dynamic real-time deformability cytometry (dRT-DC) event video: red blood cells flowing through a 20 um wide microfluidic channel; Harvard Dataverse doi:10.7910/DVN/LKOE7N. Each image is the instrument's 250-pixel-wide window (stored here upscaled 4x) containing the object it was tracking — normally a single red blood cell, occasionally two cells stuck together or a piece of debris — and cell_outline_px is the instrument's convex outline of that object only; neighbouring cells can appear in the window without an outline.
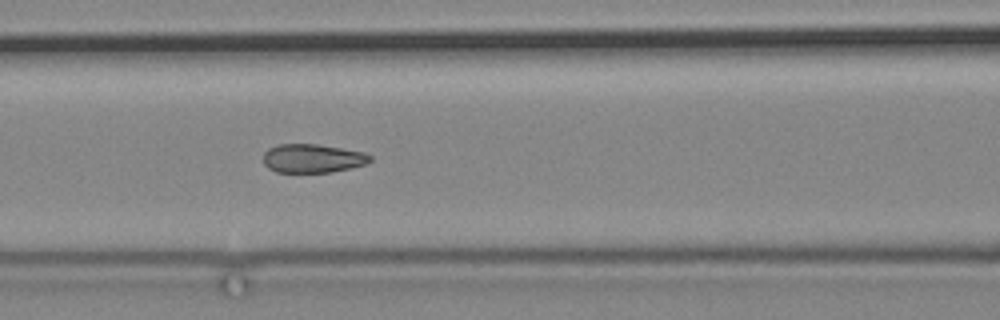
{"species": "common noctule bat (a hibernating species)", "species_latin": "Nyctalus noctula", "temperature_condition": "cold", "stored_images_in_passage": 11, "camera_frame_rate_fps": 3000, "um_per_image_px": 0.085, "animal": {"sex": "male", "body_mass_g": 19.2, "forearm_length_mm": 51.8}, "frame": {"image": 1, "passage_image": 11, "time_ms": 13.333, "image_size_px": [1000, 320], "cell_outline_px": [[372, 160], [364, 164], [352, 168], [332, 172], [276, 172], [268, 168], [264, 164], [264, 152], [268, 148], [280, 144], [316, 144], [364, 152], [372, 156]], "centroid_in_image_um": [26.57, 13.46], "position_along_channel_um": 140.0, "area_um2": 17.86}}